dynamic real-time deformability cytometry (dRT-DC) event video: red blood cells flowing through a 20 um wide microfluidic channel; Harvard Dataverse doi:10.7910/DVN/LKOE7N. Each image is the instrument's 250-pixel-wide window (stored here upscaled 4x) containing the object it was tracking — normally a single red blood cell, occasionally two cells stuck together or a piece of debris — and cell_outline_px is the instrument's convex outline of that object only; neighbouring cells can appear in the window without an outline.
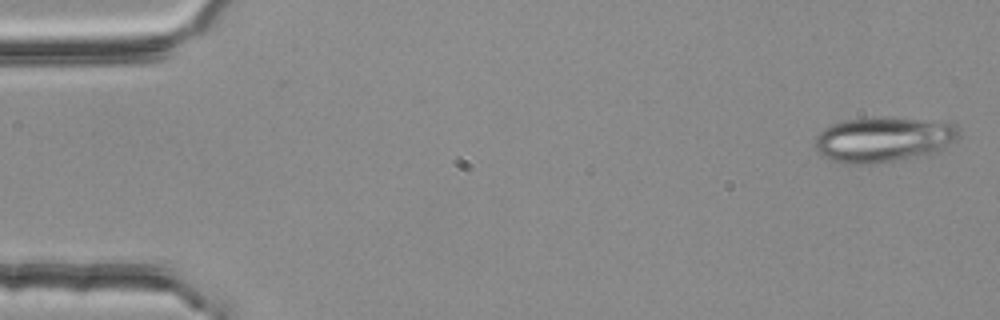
{"species": "common noctule bat (a hibernating species)", "species_latin": "Nyctalus noctula", "temperature_condition": "room temperature", "stored_images_in_passage": 3, "camera_frame_rate_fps": 3000, "um_per_image_px": 0.085, "animal": {"sex": "female", "body_mass_g": 25.1}, "frame": {"image": 1, "passage_image": 1, "time_ms": 0.0, "image_size_px": [1000, 320], "cell_outline_px": [[960, 132], [956, 140], [924, 156], [868, 164], [844, 164], [832, 160], [824, 156], [812, 144], [816, 136], [824, 128], [832, 124], [848, 120], [948, 120], [956, 124]], "centroid_in_image_um": [75.1, 11.89], "position_along_channel_um": 9.9, "area_um2": 36.99}}